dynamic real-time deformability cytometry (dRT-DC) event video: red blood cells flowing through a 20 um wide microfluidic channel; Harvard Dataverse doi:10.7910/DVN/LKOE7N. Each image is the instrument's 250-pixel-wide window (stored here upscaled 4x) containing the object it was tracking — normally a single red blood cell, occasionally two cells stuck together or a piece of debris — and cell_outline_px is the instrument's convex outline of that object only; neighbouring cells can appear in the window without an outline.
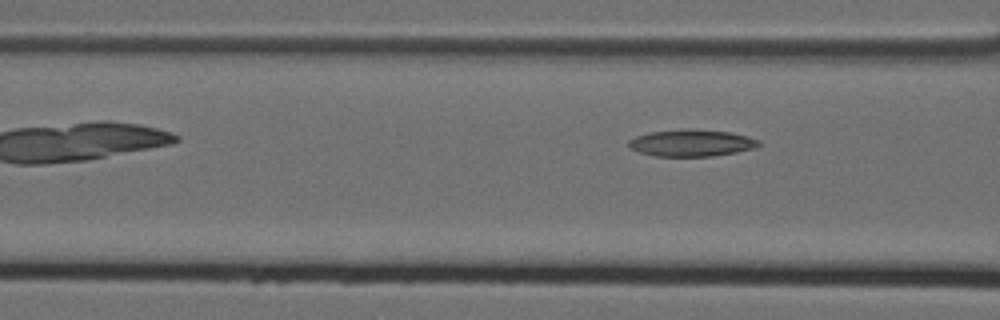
{"species": "Egyptian fruit bat (a non-hibernating species)", "species_latin": "Rousettus aegyptiacus", "temperature_condition": "cold", "stored_images_in_passage": 7, "camera_frame_rate_fps": 3000, "um_per_image_px": 0.085, "animal": {"sex": "female"}, "frame": {"image": 1, "passage_image": 7, "time_ms": 2.0, "image_size_px": [1000, 320], "cell_outline_px": [[760, 144], [756, 148], [736, 152], [712, 156], [656, 156], [640, 152], [628, 148], [628, 140], [636, 136], [652, 132], [684, 128], [692, 128], [728, 132], [748, 136], [760, 140]], "centroid_in_image_um": [58.78, 12.14], "position_along_channel_um": 107.8, "area_um2": 20.46}}